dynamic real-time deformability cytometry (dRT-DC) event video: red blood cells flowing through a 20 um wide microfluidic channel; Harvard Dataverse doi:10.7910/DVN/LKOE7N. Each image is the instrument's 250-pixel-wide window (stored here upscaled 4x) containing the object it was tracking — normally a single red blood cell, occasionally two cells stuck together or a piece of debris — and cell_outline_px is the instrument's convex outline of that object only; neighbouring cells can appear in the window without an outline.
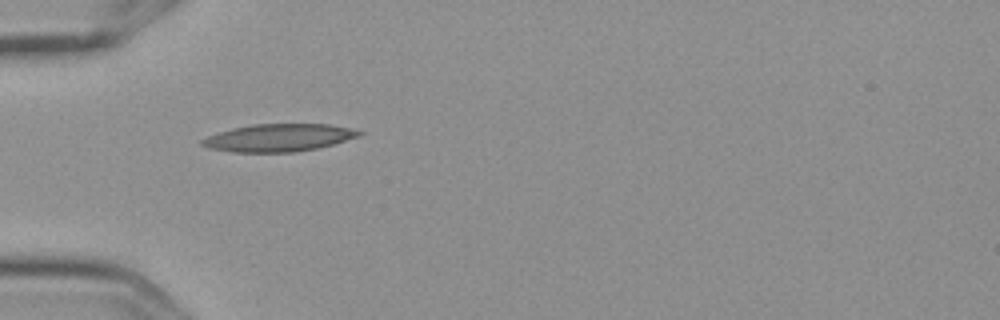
{"species": "Egyptian fruit bat (a non-hibernating species)", "species_latin": "Rousettus aegyptiacus", "temperature_condition": "cold", "stored_images_in_passage": 2, "camera_frame_rate_fps": 3000, "um_per_image_px": 0.085, "frame": {"image": 1, "passage_image": 1, "time_ms": 0.0, "image_size_px": [1000, 320], "cell_outline_px": [[364, 132], [360, 136], [332, 144], [316, 148], [296, 152], [232, 152], [208, 148], [200, 144], [200, 140], [208, 136], [232, 128], [252, 124], [332, 124]], "centroid_in_image_um": [23.67, 11.7], "position_along_channel_um": 61.3, "area_um2": 25.14}}
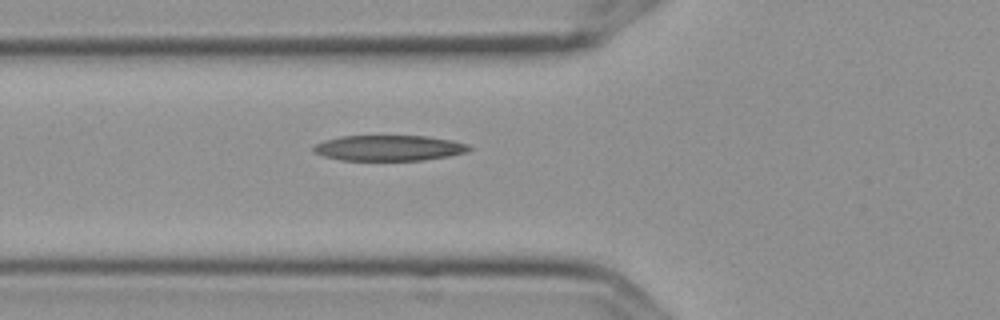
{"frame": {"image": 2, "passage_image": 2, "time_ms": 0.333, "image_size_px": [1000, 320], "cell_outline_px": [[472, 148], [468, 152], [448, 156], [424, 160], [340, 160], [324, 156], [312, 152], [312, 144], [324, 140], [340, 136], [428, 136], [452, 140], [468, 144]], "centroid_in_image_um": [33.03, 12.57], "position_along_channel_um": 92.8, "area_um2": 23.41}}